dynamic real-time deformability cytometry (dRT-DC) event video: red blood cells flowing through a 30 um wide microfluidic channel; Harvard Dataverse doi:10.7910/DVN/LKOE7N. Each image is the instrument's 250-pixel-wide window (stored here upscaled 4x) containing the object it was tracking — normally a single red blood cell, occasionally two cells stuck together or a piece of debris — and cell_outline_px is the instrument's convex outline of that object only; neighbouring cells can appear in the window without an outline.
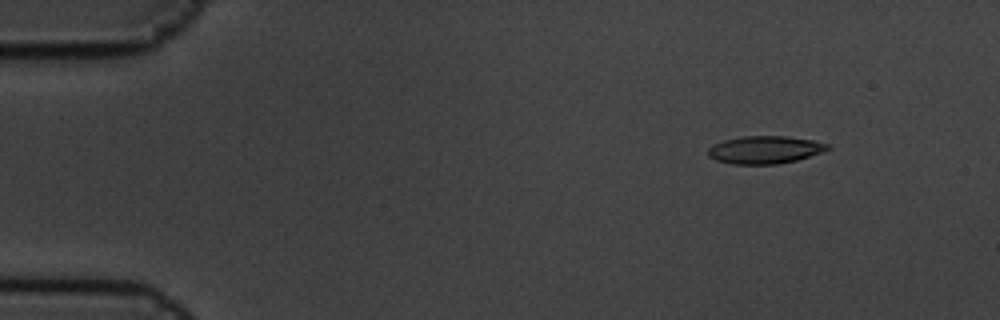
{"species": "common noctule bat (a hibernating species)", "species_latin": "Nyctalus noctula", "temperature_condition": "cold", "stored_images_in_passage": 5, "camera_frame_rate_fps": 3000, "um_per_image_px": 0.085, "animal": {"sex": "male", "body_mass_g": 19.5, "forearm_length_mm": 54.6}, "frame": {"image": 1, "passage_image": 2, "time_ms": 0.333, "image_size_px": [1000, 320], "cell_outline_px": [[832, 148], [796, 160], [776, 164], [732, 164], [716, 160], [708, 156], [708, 148], [712, 144], [724, 140], [744, 136], [784, 136], [812, 140], [828, 144]], "centroid_in_image_um": [64.97, 12.73], "position_along_channel_um": 20.0, "area_um2": 19.13}}
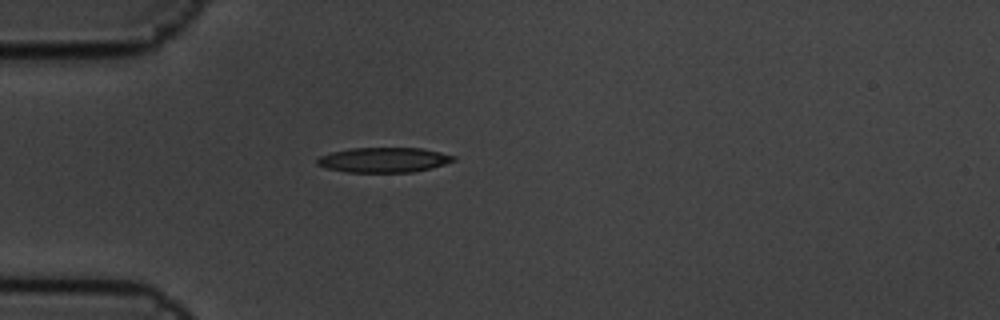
{"frame": {"image": 2, "passage_image": 5, "time_ms": 1.333, "image_size_px": [1000, 320], "cell_outline_px": [[456, 160], [432, 168], [412, 172], [348, 172], [328, 168], [316, 164], [316, 160], [320, 156], [332, 152], [352, 148], [420, 148], [440, 152], [456, 156]], "centroid_in_image_um": [32.64, 13.59], "position_along_channel_um": 52.4, "area_um2": 19.71}}